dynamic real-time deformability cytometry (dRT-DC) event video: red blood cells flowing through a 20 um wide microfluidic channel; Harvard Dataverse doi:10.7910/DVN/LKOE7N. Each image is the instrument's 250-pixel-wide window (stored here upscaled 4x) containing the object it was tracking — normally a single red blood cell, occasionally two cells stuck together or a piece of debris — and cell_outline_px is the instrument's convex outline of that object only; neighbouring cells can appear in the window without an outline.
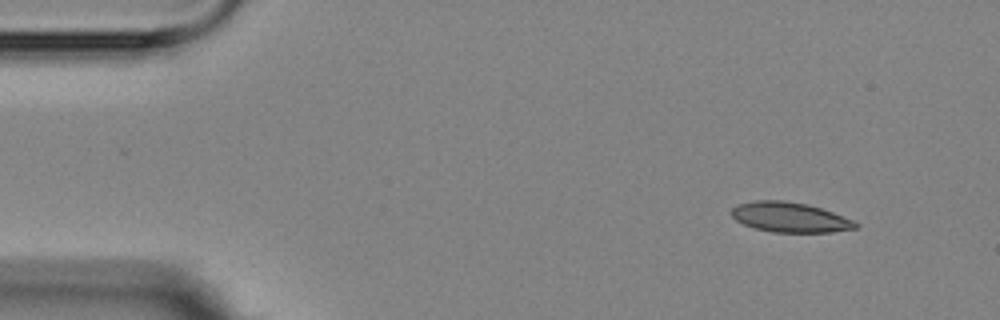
{"species": "Egyptian fruit bat (a non-hibernating species)", "species_latin": "Rousettus aegyptiacus", "temperature_condition": "room temperature", "stored_images_in_passage": 4, "camera_frame_rate_fps": 3000, "um_per_image_px": 0.085, "animal": {"sex": "female"}, "frame": {"image": 1, "passage_image": 1, "time_ms": 0.0, "image_size_px": [1000, 320], "cell_outline_px": [[860, 224], [856, 228], [832, 232], [772, 232], [756, 228], [744, 224], [736, 220], [732, 216], [732, 208], [740, 204], [752, 200], [784, 200], [808, 204], [832, 212], [852, 220]], "centroid_in_image_um": [67.14, 18.46], "position_along_channel_um": 17.9, "area_um2": 21.5}}